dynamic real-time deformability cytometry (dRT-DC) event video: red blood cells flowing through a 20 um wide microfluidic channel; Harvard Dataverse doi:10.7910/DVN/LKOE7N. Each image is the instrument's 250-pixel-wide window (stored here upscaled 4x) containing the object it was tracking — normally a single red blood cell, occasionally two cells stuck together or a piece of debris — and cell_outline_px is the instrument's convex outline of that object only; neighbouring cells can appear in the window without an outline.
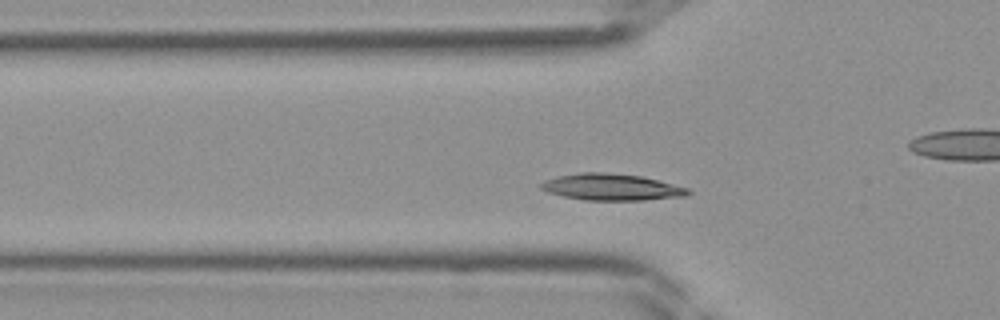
{"species": "Egyptian fruit bat (a non-hibernating species)", "species_latin": "Rousettus aegyptiacus", "temperature_condition": "room temperature", "stored_images_in_passage": 36, "camera_frame_rate_fps": 3000, "um_per_image_px": 0.085, "frame": {"image": 1, "passage_image": 7, "time_ms": 2.0, "image_size_px": [1000, 320], "cell_outline_px": [[692, 192], [688, 196], [644, 200], [584, 200], [564, 196], [548, 192], [540, 188], [540, 184], [544, 180], [556, 176], [580, 172], [604, 172], [640, 176], [688, 188]], "centroid_in_image_um": [51.96, 15.9], "position_along_channel_um": 73.8, "area_um2": 22.72}}
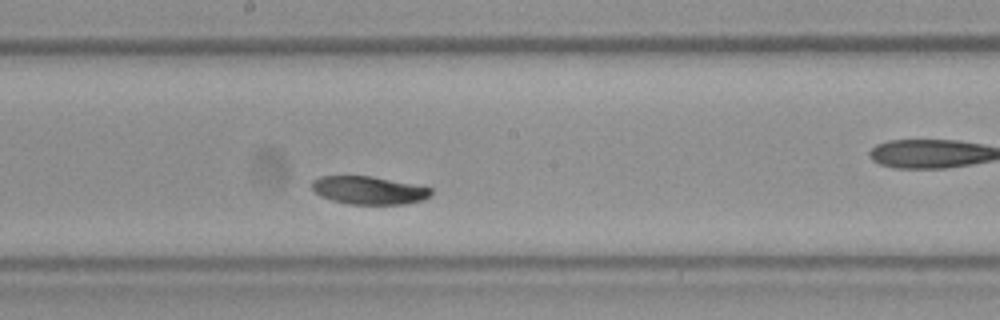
{"frame": {"image": 2, "passage_image": 16, "time_ms": 5.0, "image_size_px": [1000, 320], "cell_outline_px": [[432, 196], [424, 200], [408, 204], [348, 204], [332, 200], [320, 196], [312, 188], [312, 180], [320, 176], [372, 176], [432, 188]], "centroid_in_image_um": [31.37, 16.18], "position_along_channel_um": 216.8, "area_um2": 19.54}}
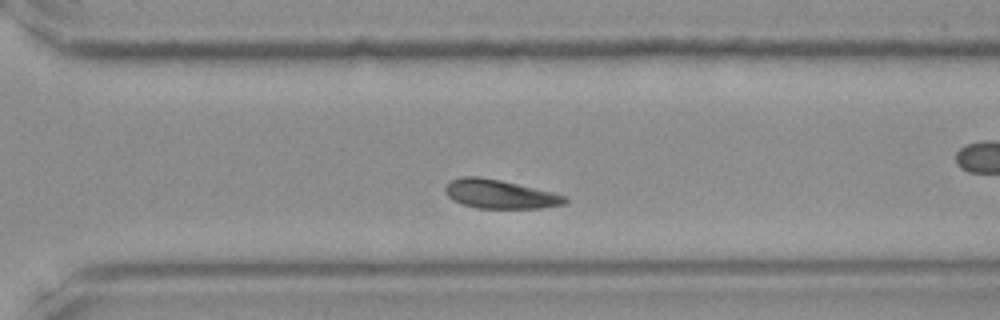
{"frame": {"image": 3, "passage_image": 23, "time_ms": 7.333, "image_size_px": [1000, 320], "cell_outline_px": [[568, 200], [564, 204], [540, 208], [476, 208], [452, 200], [444, 192], [444, 188], [452, 180], [460, 176], [476, 176], [500, 180], [552, 192], [568, 196]], "centroid_in_image_um": [42.48, 16.5], "position_along_channel_um": 328.1, "area_um2": 20.0}}